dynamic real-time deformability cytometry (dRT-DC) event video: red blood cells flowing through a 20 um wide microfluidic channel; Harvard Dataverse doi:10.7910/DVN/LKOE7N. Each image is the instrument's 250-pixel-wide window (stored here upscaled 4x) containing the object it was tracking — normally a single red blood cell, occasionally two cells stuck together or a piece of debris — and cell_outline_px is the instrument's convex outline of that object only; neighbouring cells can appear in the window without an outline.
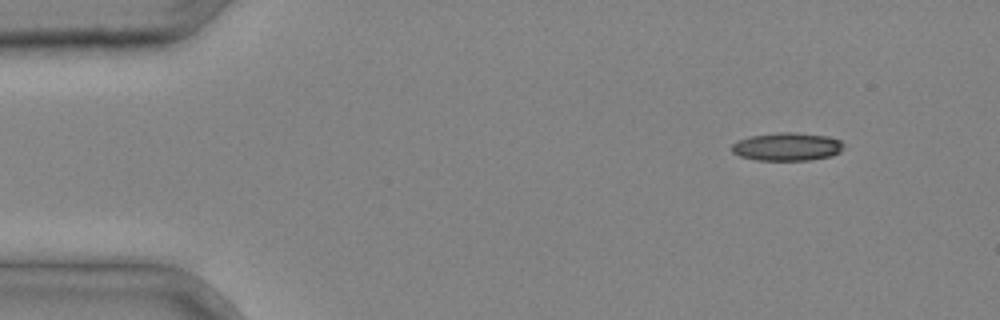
{"species": "common noctule bat (a hibernating species)", "species_latin": "Nyctalus noctula", "temperature_condition": "cold", "stored_images_in_passage": 3, "camera_frame_rate_fps": 3000, "um_per_image_px": 0.085, "animal": {"sex": "male", "body_mass_g": 20.4}, "frame": {"image": 1, "passage_image": 1, "time_ms": 0.0, "image_size_px": [1000, 320], "cell_outline_px": [[844, 144], [840, 152], [832, 156], [812, 160], [756, 160], [740, 156], [732, 152], [732, 144], [748, 136], [780, 132], [796, 132], [828, 136], [840, 140]], "centroid_in_image_um": [66.92, 12.47], "position_along_channel_um": 18.1, "area_um2": 18.44}}